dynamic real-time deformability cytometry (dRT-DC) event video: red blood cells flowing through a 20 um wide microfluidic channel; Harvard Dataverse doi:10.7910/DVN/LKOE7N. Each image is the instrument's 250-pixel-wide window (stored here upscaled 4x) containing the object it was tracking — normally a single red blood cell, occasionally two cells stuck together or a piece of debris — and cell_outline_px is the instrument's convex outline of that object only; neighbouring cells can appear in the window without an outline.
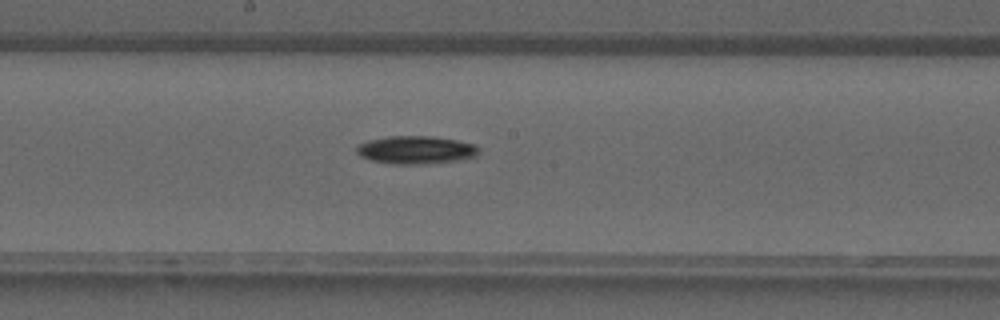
{"species": "common noctule bat (a hibernating species)", "species_latin": "Nyctalus noctula", "temperature_condition": "warm", "stored_images_in_passage": 25, "camera_frame_rate_fps": 3000, "um_per_image_px": 0.085, "animal": {"sex": "male", "forearm_length_mm": 52.5}, "frame": {"image": 1, "passage_image": 10, "time_ms": 3.0, "image_size_px": [1000, 320], "cell_outline_px": [[480, 152], [476, 156], [460, 160], [424, 164], [392, 164], [372, 160], [360, 156], [356, 152], [356, 144], [368, 140], [388, 136], [432, 136], [456, 140], [476, 144], [480, 148]], "centroid_in_image_um": [35.36, 12.74], "position_along_channel_um": 212.8, "area_um2": 20.17}}
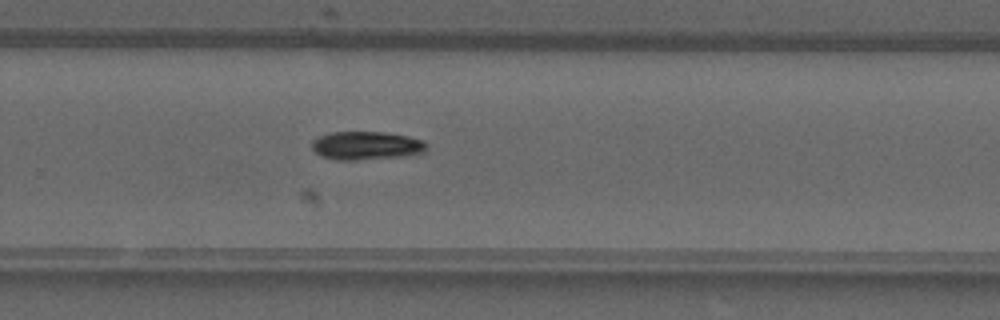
{"frame": {"image": 2, "passage_image": 15, "time_ms": 4.667, "image_size_px": [1000, 320], "cell_outline_px": [[428, 148], [424, 152], [408, 156], [356, 160], [336, 160], [320, 156], [312, 148], [312, 140], [328, 132], [384, 132], [424, 140], [428, 144]], "centroid_in_image_um": [31.15, 12.38], "position_along_channel_um": 298.7, "area_um2": 19.13}}
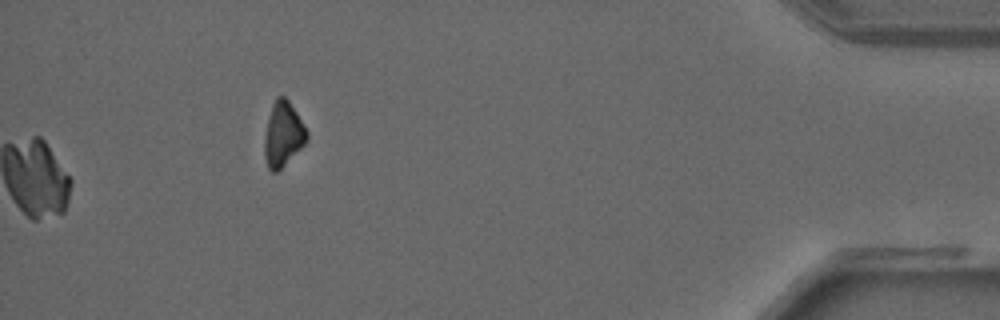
{"frame": {"image": 3, "passage_image": 25, "time_ms": 8.0, "image_size_px": [1000, 320], "cell_outline_px": [[308, 140], [276, 172], [272, 172], [268, 168], [264, 156], [264, 136], [272, 104], [276, 96], [284, 96], [288, 100], [296, 112], [308, 132]], "centroid_in_image_um": [24.04, 11.39], "position_along_channel_um": 411.2, "area_um2": 15.72}}